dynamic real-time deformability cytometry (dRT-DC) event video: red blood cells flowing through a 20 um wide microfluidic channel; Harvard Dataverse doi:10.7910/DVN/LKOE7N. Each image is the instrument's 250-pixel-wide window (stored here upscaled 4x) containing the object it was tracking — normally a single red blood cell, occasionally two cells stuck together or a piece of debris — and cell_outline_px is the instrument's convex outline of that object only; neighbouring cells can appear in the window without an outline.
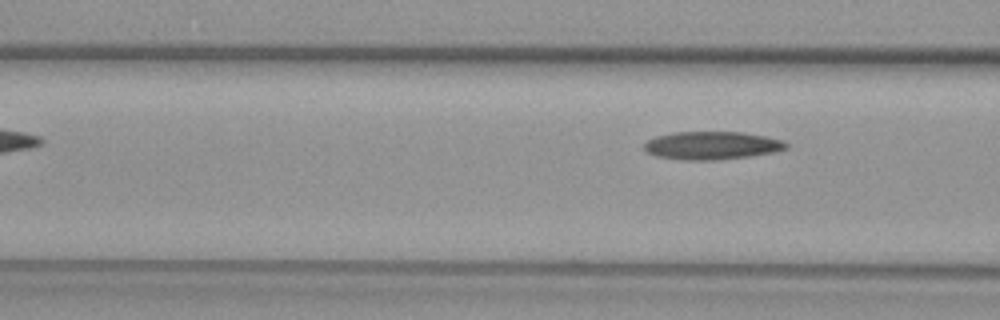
{"species": "common noctule bat (a hibernating species)", "species_latin": "Nyctalus noctula", "temperature_condition": "warm", "stored_images_in_passage": 5, "camera_frame_rate_fps": 3000, "um_per_image_px": 0.085, "animal": {"sex": "female", "body_mass_g": 29.2, "forearm_length_mm": 56.3}, "frame": {"image": 1, "passage_image": 5, "time_ms": 1.333, "image_size_px": [1000, 320], "cell_outline_px": [[788, 148], [776, 152], [752, 156], [720, 160], [684, 160], [656, 156], [644, 152], [644, 144], [648, 140], [656, 136], [672, 132], [744, 132], [784, 140], [788, 144]], "centroid_in_image_um": [60.52, 12.37], "position_along_channel_um": 106.1, "area_um2": 23.52}}